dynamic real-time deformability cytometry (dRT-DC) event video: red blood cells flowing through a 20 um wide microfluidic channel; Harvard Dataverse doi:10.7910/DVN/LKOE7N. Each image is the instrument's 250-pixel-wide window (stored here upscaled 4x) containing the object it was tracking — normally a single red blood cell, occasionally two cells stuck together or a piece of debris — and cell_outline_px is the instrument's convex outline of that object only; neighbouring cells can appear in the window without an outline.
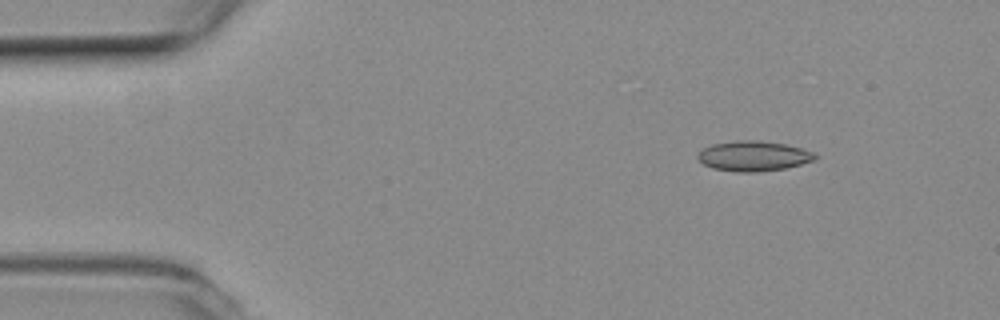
{"species": "common noctule bat (a hibernating species)", "species_latin": "Nyctalus noctula", "temperature_condition": "room temperature", "stored_images_in_passage": 10, "camera_frame_rate_fps": 3000, "um_per_image_px": 0.085, "animal": {"sex": "female", "body_mass_g": 19.3, "forearm_length_mm": 54.1}, "frame": {"image": 1, "passage_image": 1, "time_ms": 0.0, "image_size_px": [1000, 320], "cell_outline_px": [[816, 160], [784, 168], [756, 172], [736, 172], [712, 168], [704, 164], [696, 156], [704, 148], [712, 144], [736, 140], [760, 140], [784, 144], [800, 148], [812, 152], [816, 156]], "centroid_in_image_um": [64.02, 13.26], "position_along_channel_um": 21.0, "area_um2": 20.4}}
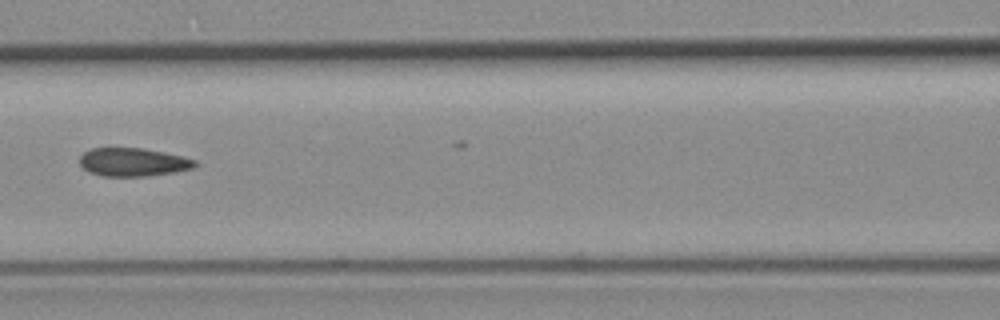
{"frame": {"image": 2, "passage_image": 6, "time_ms": 1.667, "image_size_px": [1000, 320], "cell_outline_px": [[196, 164], [192, 168], [176, 172], [144, 176], [100, 176], [88, 172], [80, 164], [80, 156], [84, 152], [92, 148], [140, 148], [164, 152], [196, 160]], "centroid_in_image_um": [11.27, 13.78], "position_along_channel_um": 155.3, "area_um2": 18.9}}
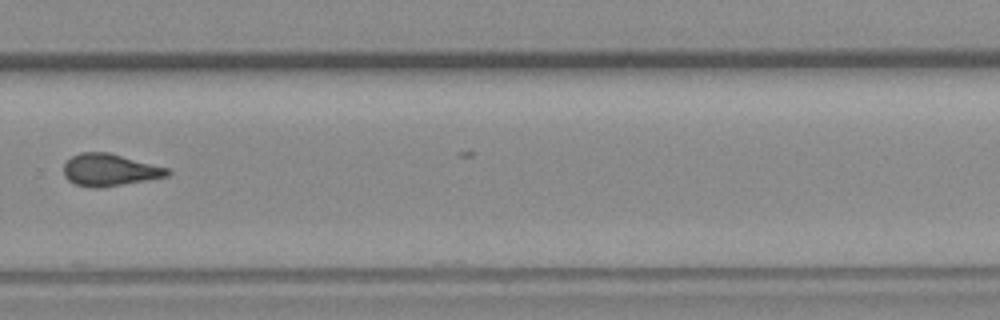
{"frame": {"image": 3, "passage_image": 10, "time_ms": 3.0, "image_size_px": [1000, 320], "cell_outline_px": [[172, 172], [168, 176], [100, 188], [92, 188], [76, 184], [68, 180], [64, 176], [64, 164], [72, 156], [80, 152], [108, 152], [168, 168]], "centroid_in_image_um": [9.3, 14.44], "position_along_channel_um": 320.5, "area_um2": 19.31}}